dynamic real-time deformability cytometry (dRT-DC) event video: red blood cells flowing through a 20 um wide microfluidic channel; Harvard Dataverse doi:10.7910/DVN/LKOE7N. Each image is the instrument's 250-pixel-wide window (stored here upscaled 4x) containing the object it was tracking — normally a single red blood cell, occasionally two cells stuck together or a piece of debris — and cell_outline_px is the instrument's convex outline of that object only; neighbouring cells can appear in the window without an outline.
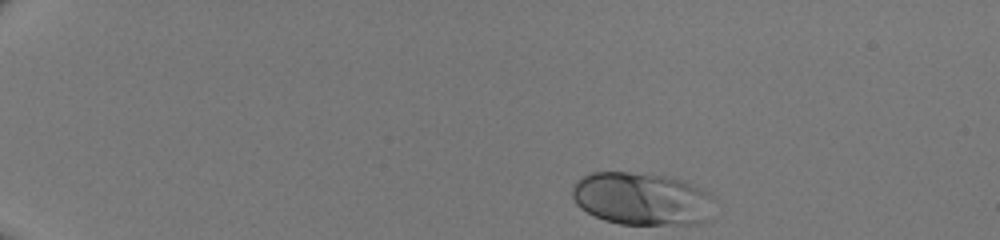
{"species": "human", "species_latin": "Homo sapiens", "temperature_condition": "room temperature", "stored_images_in_passage": 36, "camera_frame_rate_fps": 3000, "um_per_image_px": 0.085, "donor": {"sex": "male"}, "frame": {"image": 1, "passage_image": 1, "time_ms": 0.0, "image_size_px": [1000, 240], "cell_outline_px": [[716, 200], [708, 220], [696, 224], [620, 224], [604, 220], [580, 208], [576, 204], [572, 196], [572, 188], [576, 180], [592, 172], [628, 172], [668, 176], [684, 180], [708, 192]], "centroid_in_image_um": [54.58, 16.9], "position_along_channel_um": 30.4, "area_um2": 44.04}}
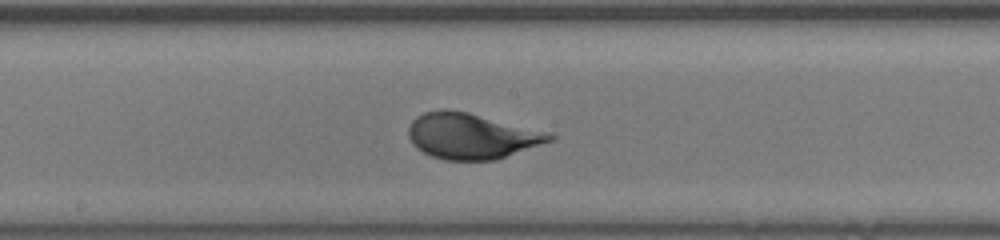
{"frame": {"image": 2, "passage_image": 21, "time_ms": 6.667, "image_size_px": [1000, 240], "cell_outline_px": [[556, 140], [496, 160], [444, 160], [432, 156], [416, 148], [412, 144], [408, 136], [408, 128], [412, 120], [416, 116], [424, 112], [440, 108], [444, 108], [468, 112], [548, 132], [556, 136]], "centroid_in_image_um": [40.07, 11.56], "position_along_channel_um": 208.1, "area_um2": 37.92}}
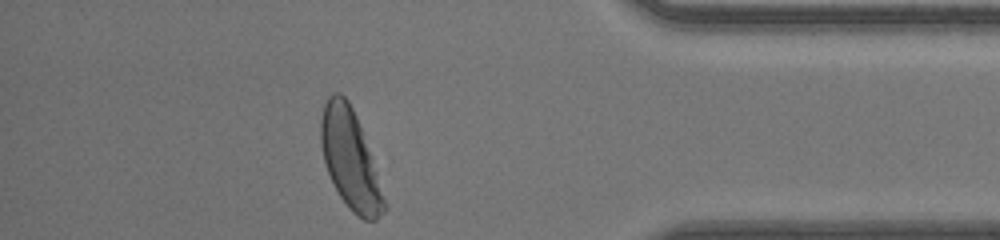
{"frame": {"image": 3, "passage_image": 36, "time_ms": 11.667, "image_size_px": [1000, 240], "cell_outline_px": [[388, 208], [376, 220], [364, 220], [356, 216], [348, 208], [340, 196], [328, 172], [324, 160], [320, 144], [320, 120], [324, 104], [328, 96], [332, 92], [340, 92], [348, 100], [356, 116], [372, 160]], "centroid_in_image_um": [29.74, 13.55], "position_along_channel_um": 405.5, "area_um2": 36.13}}